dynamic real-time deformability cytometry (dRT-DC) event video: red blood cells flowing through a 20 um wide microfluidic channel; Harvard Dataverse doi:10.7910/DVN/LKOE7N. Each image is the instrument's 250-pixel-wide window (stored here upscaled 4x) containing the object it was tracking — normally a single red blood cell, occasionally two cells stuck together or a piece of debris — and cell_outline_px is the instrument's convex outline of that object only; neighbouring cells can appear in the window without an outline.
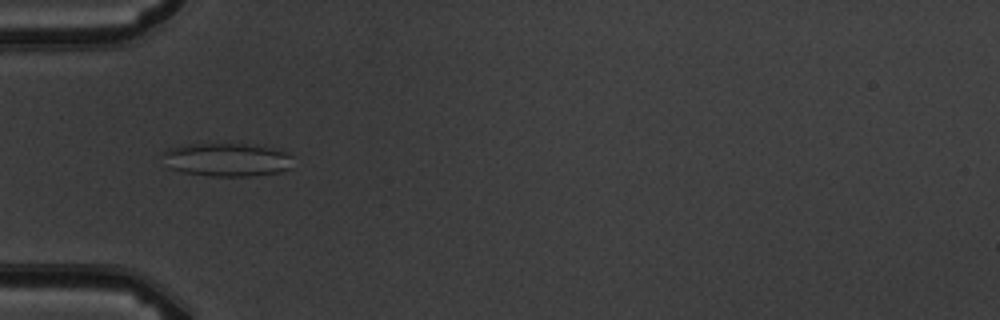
{"species": "common noctule bat (a hibernating species)", "species_latin": "Nyctalus noctula", "temperature_condition": "warm", "stored_images_in_passage": 8, "camera_frame_rate_fps": 3000, "um_per_image_px": 0.085, "animal": {"sex": "male", "body_mass_g": 19.5, "forearm_length_mm": 54.6}, "frame": {"image": 1, "passage_image": 3, "time_ms": 2.333, "image_size_px": [1000, 320], "cell_outline_px": [[292, 156], [288, 168], [280, 172], [252, 176], [208, 176], [184, 172], [168, 168], [164, 152], [168, 148], [184, 144], [208, 140], [264, 144], [284, 152]], "centroid_in_image_um": [19.27, 13.5], "position_along_channel_um": 65.7, "area_um2": 26.53}}
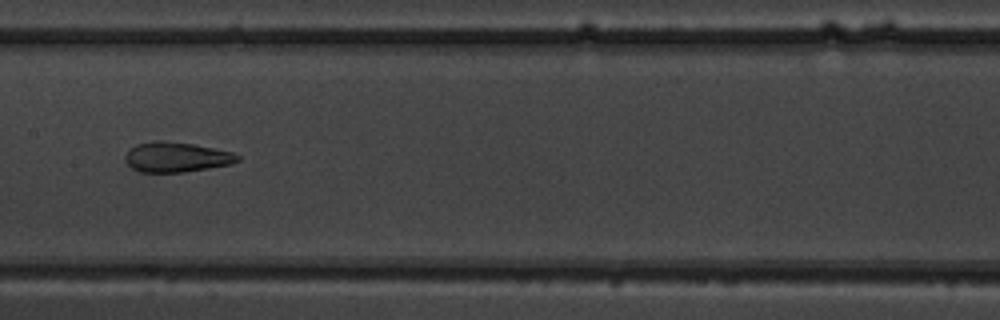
{"frame": {"image": 2, "passage_image": 6, "time_ms": 5.667, "image_size_px": [1000, 320], "cell_outline_px": [[240, 160], [232, 164], [184, 172], [140, 172], [132, 168], [124, 160], [124, 156], [136, 144], [156, 140], [160, 140], [192, 144], [232, 152], [240, 156]], "centroid_in_image_um": [14.99, 13.36], "position_along_channel_um": 192.4, "area_um2": 19.54}}
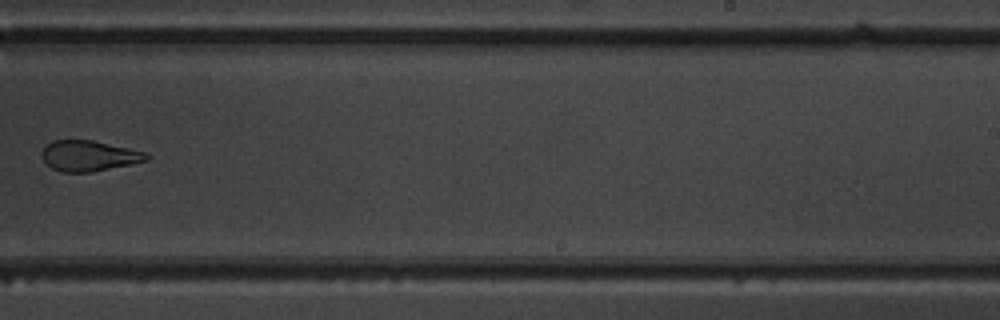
{"frame": {"image": 3, "passage_image": 8, "time_ms": 8.0, "image_size_px": [1000, 320], "cell_outline_px": [[148, 160], [132, 164], [92, 172], [60, 172], [44, 164], [40, 156], [40, 152], [52, 140], [92, 140], [128, 148], [144, 152], [148, 156]], "centroid_in_image_um": [7.49, 13.25], "position_along_channel_um": 281.5, "area_um2": 18.73}}